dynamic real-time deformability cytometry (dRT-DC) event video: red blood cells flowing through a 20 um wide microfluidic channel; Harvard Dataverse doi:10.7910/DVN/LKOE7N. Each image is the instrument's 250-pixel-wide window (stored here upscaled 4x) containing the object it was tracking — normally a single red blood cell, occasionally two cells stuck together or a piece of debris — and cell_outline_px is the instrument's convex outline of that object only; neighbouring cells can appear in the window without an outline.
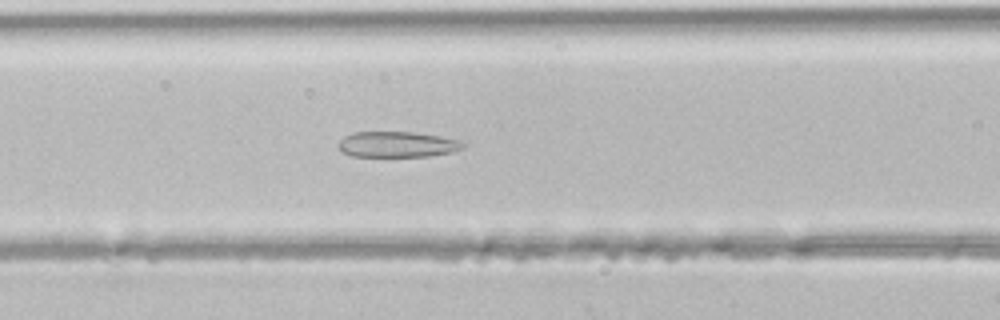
{"species": "common noctule bat (a hibernating species)", "species_latin": "Nyctalus noctula", "temperature_condition": "room temperature", "stored_images_in_passage": 33, "camera_frame_rate_fps": 3000, "um_per_image_px": 0.085, "animal": {"sex": "male", "body_mass_g": 21.5, "forearm_length_mm": 52.0}, "frame": {"image": 1, "passage_image": 8, "time_ms": 2.333, "image_size_px": [1000, 320], "cell_outline_px": [[464, 148], [452, 152], [428, 156], [352, 156], [344, 152], [336, 144], [344, 136], [352, 132], [412, 132], [460, 140], [464, 144]], "centroid_in_image_um": [33.74, 12.27], "position_along_channel_um": 132.9, "area_um2": 18.5}}
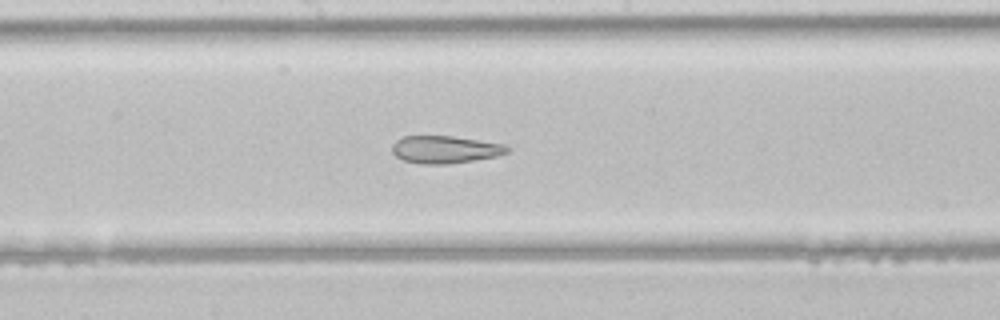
{"frame": {"image": 2, "passage_image": 13, "time_ms": 4.0, "image_size_px": [1000, 320], "cell_outline_px": [[512, 148], [508, 152], [496, 156], [448, 164], [420, 164], [404, 160], [396, 156], [392, 152], [392, 144], [396, 140], [404, 136], [452, 136], [504, 144]], "centroid_in_image_um": [37.82, 12.7], "position_along_channel_um": 210.4, "area_um2": 18.38}}
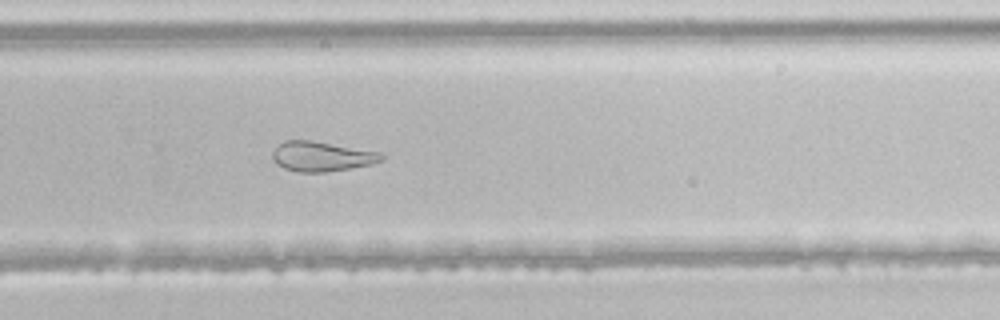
{"frame": {"image": 3, "passage_image": 19, "time_ms": 6.0, "image_size_px": [1000, 320], "cell_outline_px": [[384, 160], [372, 164], [324, 172], [300, 172], [284, 168], [276, 164], [272, 160], [272, 152], [284, 140], [312, 140], [384, 152]], "centroid_in_image_um": [27.37, 13.28], "position_along_channel_um": 302.4, "area_um2": 19.13}}